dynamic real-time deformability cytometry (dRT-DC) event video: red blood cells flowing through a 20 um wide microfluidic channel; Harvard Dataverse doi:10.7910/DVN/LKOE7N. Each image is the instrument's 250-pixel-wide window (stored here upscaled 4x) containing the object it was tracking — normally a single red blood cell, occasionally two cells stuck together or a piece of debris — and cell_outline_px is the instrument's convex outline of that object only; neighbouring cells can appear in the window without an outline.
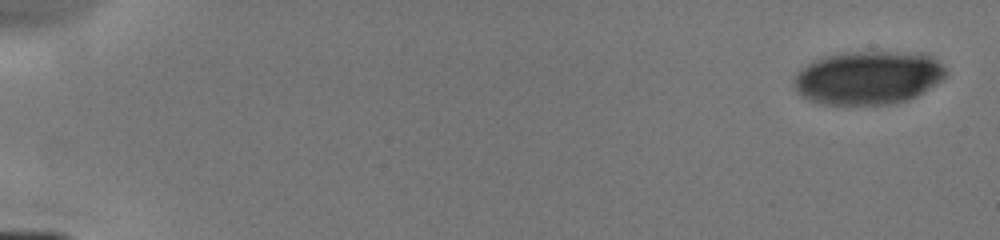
{"species": "human", "species_latin": "Homo sapiens", "temperature_condition": "cold", "stored_images_in_passage": 9, "camera_frame_rate_fps": 3000, "um_per_image_px": 0.085, "donor": {"sex": "male"}, "frame": {"image": 1, "passage_image": 1, "time_ms": 0.0, "image_size_px": [1000, 240], "cell_outline_px": [[948, 72], [940, 80], [916, 96], [908, 100], [892, 104], [820, 104], [808, 100], [796, 88], [796, 76], [808, 64], [824, 56], [848, 52], [924, 52], [932, 56]], "centroid_in_image_um": [73.84, 6.6], "position_along_channel_um": 11.2, "area_um2": 46.76}}
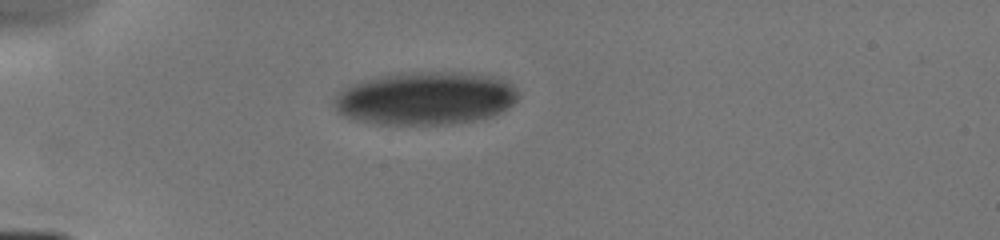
{"frame": {"image": 2, "passage_image": 6, "time_ms": 4.333, "image_size_px": [1000, 240], "cell_outline_px": [[516, 100], [508, 108], [492, 116], [476, 120], [452, 124], [372, 124], [352, 120], [336, 112], [332, 104], [336, 96], [340, 92], [352, 84], [364, 80], [396, 72], [452, 72], [488, 76], [512, 84], [516, 88]], "centroid_in_image_um": [36.1, 8.37], "position_along_channel_um": 48.9, "area_um2": 56.93}}